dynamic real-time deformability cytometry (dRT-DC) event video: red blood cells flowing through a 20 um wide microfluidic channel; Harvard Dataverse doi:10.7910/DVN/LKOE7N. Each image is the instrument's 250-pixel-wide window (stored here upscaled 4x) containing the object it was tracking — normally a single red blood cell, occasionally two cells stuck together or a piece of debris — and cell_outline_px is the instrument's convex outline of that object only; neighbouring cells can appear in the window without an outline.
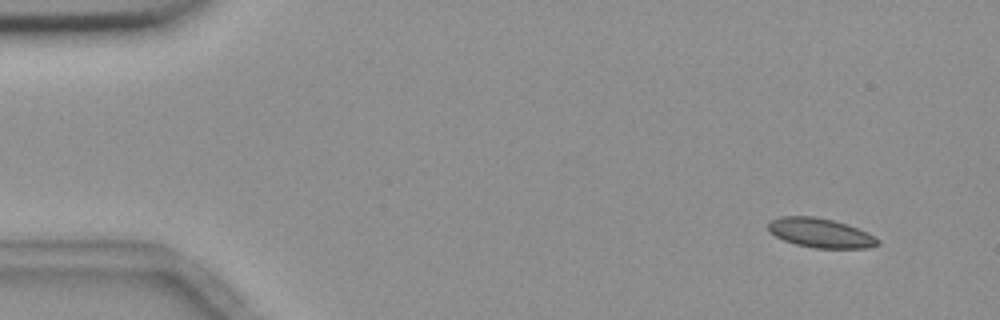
{"species": "common noctule bat (a hibernating species)", "species_latin": "Nyctalus noctula", "temperature_condition": "room temperature", "stored_images_in_passage": 6, "camera_frame_rate_fps": 3000, "um_per_image_px": 0.085, "animal": {"sex": "female", "body_mass_g": 18.4}, "frame": {"image": 1, "passage_image": 1, "time_ms": 0.0, "image_size_px": [1000, 320], "cell_outline_px": [[880, 244], [868, 248], [816, 248], [796, 244], [784, 240], [768, 232], [768, 224], [772, 220], [780, 216], [816, 216], [848, 224], [880, 240]], "centroid_in_image_um": [69.71, 19.79], "position_along_channel_um": 15.3, "area_um2": 18.61}}
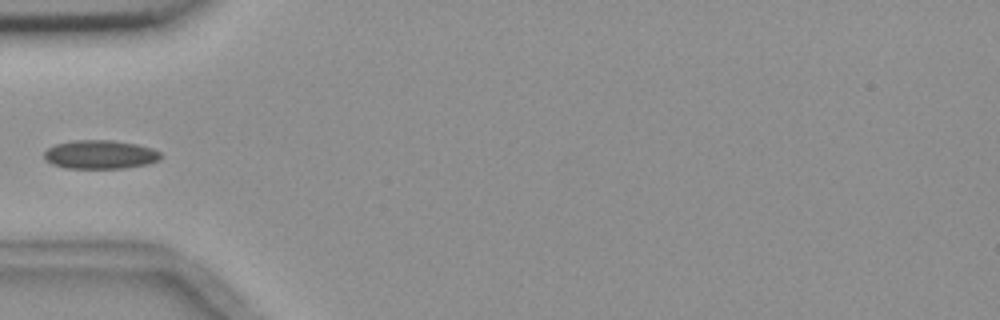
{"frame": {"image": 2, "passage_image": 5, "time_ms": 4.667, "image_size_px": [1000, 320], "cell_outline_px": [[164, 156], [160, 160], [148, 164], [124, 168], [64, 168], [52, 164], [44, 160], [44, 152], [48, 148], [56, 144], [72, 140], [112, 140], [136, 144], [152, 148], [160, 152]], "centroid_in_image_um": [8.52, 13.14], "position_along_channel_um": 76.5, "area_um2": 19.71}}